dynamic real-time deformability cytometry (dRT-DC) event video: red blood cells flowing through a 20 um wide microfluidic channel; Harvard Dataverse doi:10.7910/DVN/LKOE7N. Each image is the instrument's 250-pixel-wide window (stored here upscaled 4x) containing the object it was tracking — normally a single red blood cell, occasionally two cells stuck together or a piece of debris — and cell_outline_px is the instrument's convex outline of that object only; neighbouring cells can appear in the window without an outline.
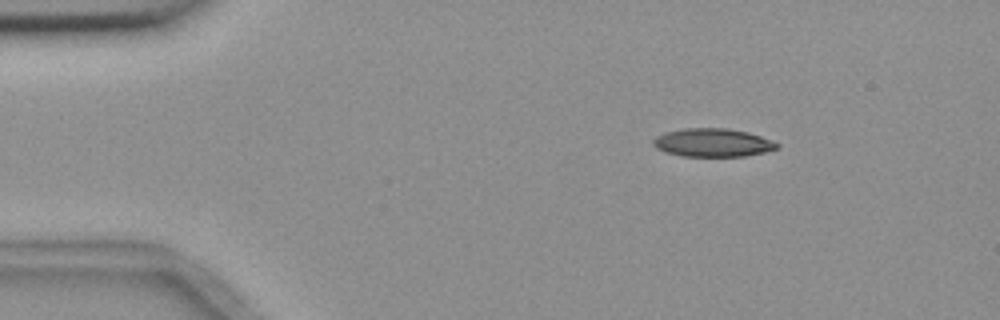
{"species": "common noctule bat (a hibernating species)", "species_latin": "Nyctalus noctula", "temperature_condition": "room temperature", "stored_images_in_passage": 4, "camera_frame_rate_fps": 3000, "um_per_image_px": 0.085, "animal": {"sex": "female", "body_mass_g": 18.4}, "frame": {"image": 1, "passage_image": 1, "time_ms": 0.0, "image_size_px": [1000, 320], "cell_outline_px": [[780, 148], [764, 152], [744, 156], [680, 156], [664, 152], [656, 148], [652, 144], [652, 140], [656, 136], [664, 132], [684, 128], [728, 128], [748, 132], [772, 140], [780, 144]], "centroid_in_image_um": [60.56, 12.12], "position_along_channel_um": 24.4, "area_um2": 20.63}}
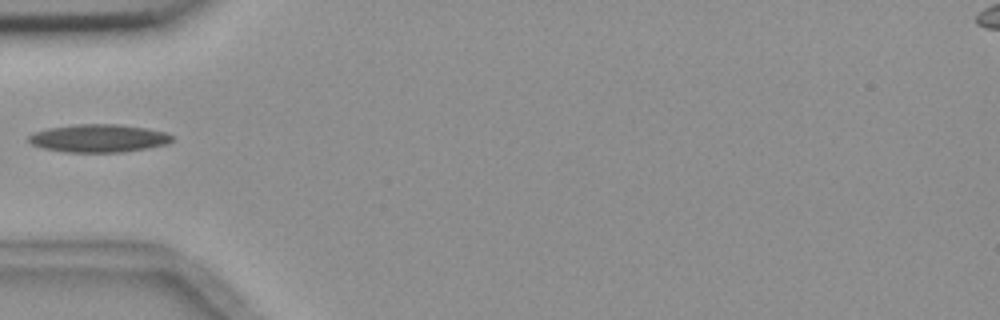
{"frame": {"image": 2, "passage_image": 4, "time_ms": 3.333, "image_size_px": [1000, 320], "cell_outline_px": [[172, 140], [164, 144], [148, 148], [120, 152], [64, 152], [44, 148], [32, 144], [28, 140], [28, 136], [36, 132], [48, 128], [76, 124], [120, 124], [148, 128], [168, 132], [172, 136]], "centroid_in_image_um": [8.4, 11.74], "position_along_channel_um": 76.6, "area_um2": 23.29}}